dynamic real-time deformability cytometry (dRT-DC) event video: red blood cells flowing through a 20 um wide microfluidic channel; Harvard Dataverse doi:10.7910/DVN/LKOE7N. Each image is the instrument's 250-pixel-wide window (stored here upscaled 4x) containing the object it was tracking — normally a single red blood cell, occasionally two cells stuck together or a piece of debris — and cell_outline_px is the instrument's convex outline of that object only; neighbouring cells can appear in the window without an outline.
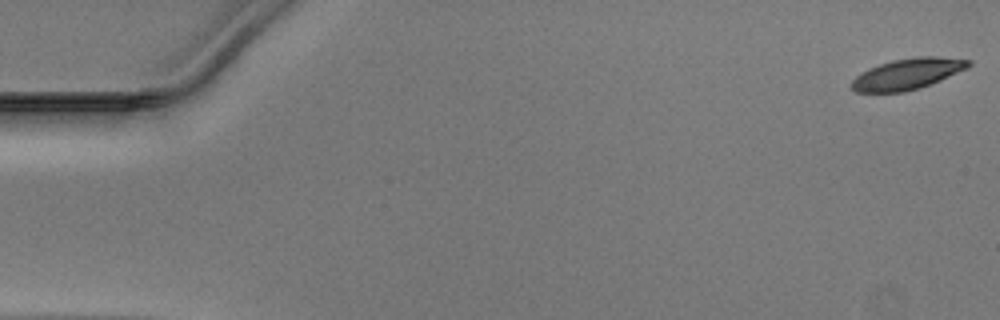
{"species": "Egyptian fruit bat (a non-hibernating species)", "species_latin": "Rousettus aegyptiacus", "temperature_condition": "warm", "stored_images_in_passage": 51, "camera_frame_rate_fps": 3000, "um_per_image_px": 0.085, "animal": {"sex": "male"}, "frame": {"image": 1, "passage_image": 1, "time_ms": 0.0, "image_size_px": [1000, 320], "cell_outline_px": [[972, 64], [968, 68], [940, 80], [920, 88], [904, 92], [856, 92], [852, 88], [852, 80], [860, 72], [868, 68], [892, 60], [916, 56], [936, 56], [972, 60]], "centroid_in_image_um": [77.15, 6.27], "position_along_channel_um": 7.8, "area_um2": 21.15}}
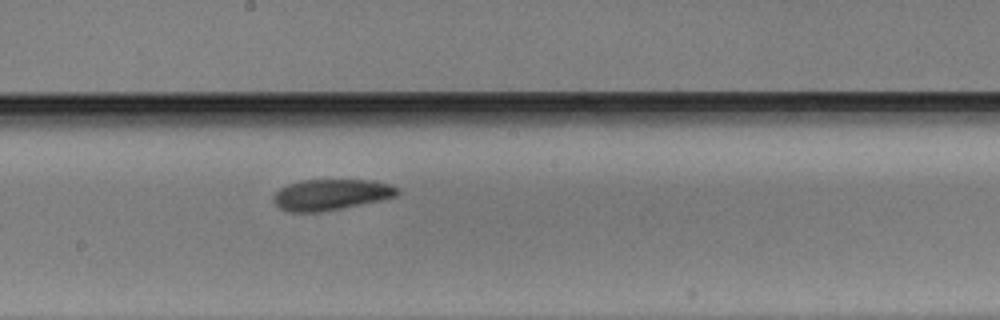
{"frame": {"image": 2, "passage_image": 28, "time_ms": 9.0, "image_size_px": [1000, 320], "cell_outline_px": [[400, 192], [396, 196], [380, 200], [324, 212], [288, 212], [280, 208], [272, 200], [272, 196], [280, 188], [288, 184], [300, 180], [368, 180], [388, 184], [400, 188]], "centroid_in_image_um": [28.1, 16.55], "position_along_channel_um": 220.1, "area_um2": 22.43}}
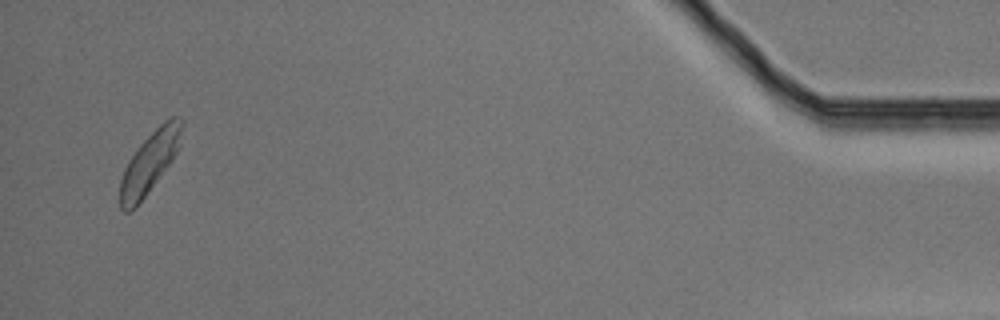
{"frame": {"image": 3, "passage_image": 49, "time_ms": 16.0, "image_size_px": [1000, 320], "cell_outline_px": [[184, 124], [180, 144], [172, 160], [136, 208], [128, 212], [124, 212], [120, 208], [120, 180], [124, 168], [128, 160], [140, 144], [164, 120], [172, 116], [176, 116], [184, 120]], "centroid_in_image_um": [12.72, 13.8], "position_along_channel_um": 422.5, "area_um2": 22.02}}